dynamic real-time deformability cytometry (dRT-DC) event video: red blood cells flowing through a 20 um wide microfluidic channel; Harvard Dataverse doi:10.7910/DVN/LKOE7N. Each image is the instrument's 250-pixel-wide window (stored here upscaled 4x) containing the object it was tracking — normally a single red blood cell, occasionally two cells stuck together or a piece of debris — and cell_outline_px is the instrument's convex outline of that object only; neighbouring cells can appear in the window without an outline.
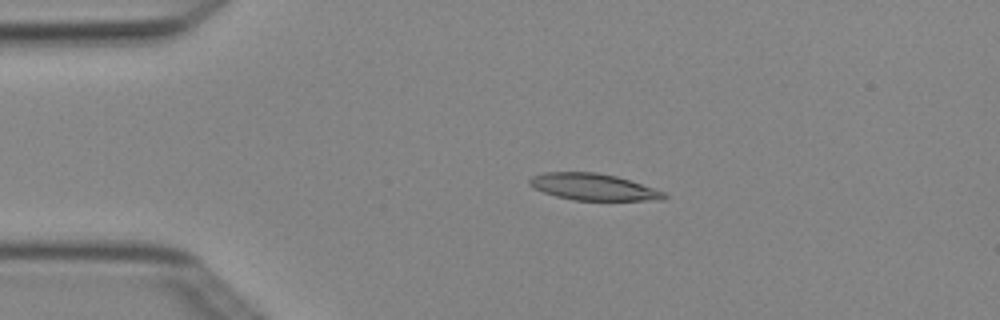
{"species": "Egyptian fruit bat (a non-hibernating species)", "species_latin": "Rousettus aegyptiacus", "temperature_condition": "cold", "stored_images_in_passage": 4, "camera_frame_rate_fps": 3000, "um_per_image_px": 0.085, "animal": {"sex": "female"}, "frame": {"image": 1, "passage_image": 3, "time_ms": 0.667, "image_size_px": [1000, 320], "cell_outline_px": [[668, 196], [664, 200], [572, 200], [556, 196], [544, 192], [528, 184], [528, 180], [532, 176], [544, 172], [596, 172], [616, 176], [668, 192]], "centroid_in_image_um": [50.47, 15.89], "position_along_channel_um": 34.5, "area_um2": 20.98}}